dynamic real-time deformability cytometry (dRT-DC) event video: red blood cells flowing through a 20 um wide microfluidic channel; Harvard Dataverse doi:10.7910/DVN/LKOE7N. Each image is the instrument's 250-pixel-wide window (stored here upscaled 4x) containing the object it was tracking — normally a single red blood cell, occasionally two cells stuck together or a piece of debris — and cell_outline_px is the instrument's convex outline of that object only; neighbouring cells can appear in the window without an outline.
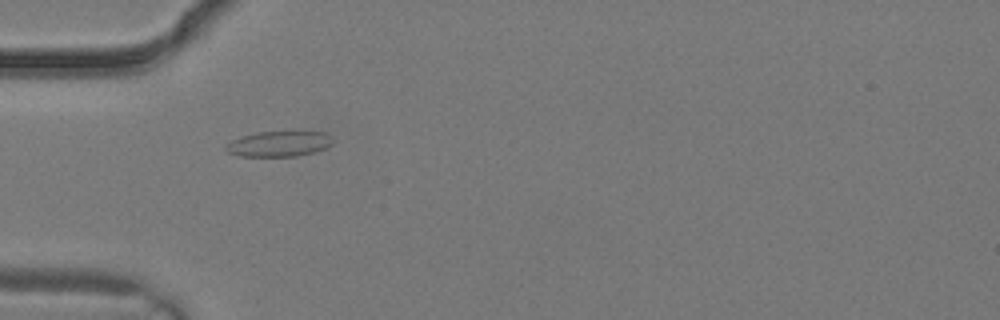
{"species": "common noctule bat (a hibernating species)", "species_latin": "Nyctalus noctula", "temperature_condition": "warm", "stored_images_in_passage": 1, "camera_frame_rate_fps": 3000, "um_per_image_px": 0.085, "animal": {"sex": "male", "body_mass_g": 19.2, "forearm_length_mm": 51.8}, "frame": {"image": 1, "passage_image": 1, "time_ms": 0.0, "image_size_px": [1000, 320], "cell_outline_px": [[332, 144], [316, 152], [296, 156], [240, 156], [228, 152], [224, 148], [232, 140], [240, 136], [256, 132], [328, 132], [332, 140]], "centroid_in_image_um": [23.71, 12.22], "position_along_channel_um": 61.3, "area_um2": 15.78}}